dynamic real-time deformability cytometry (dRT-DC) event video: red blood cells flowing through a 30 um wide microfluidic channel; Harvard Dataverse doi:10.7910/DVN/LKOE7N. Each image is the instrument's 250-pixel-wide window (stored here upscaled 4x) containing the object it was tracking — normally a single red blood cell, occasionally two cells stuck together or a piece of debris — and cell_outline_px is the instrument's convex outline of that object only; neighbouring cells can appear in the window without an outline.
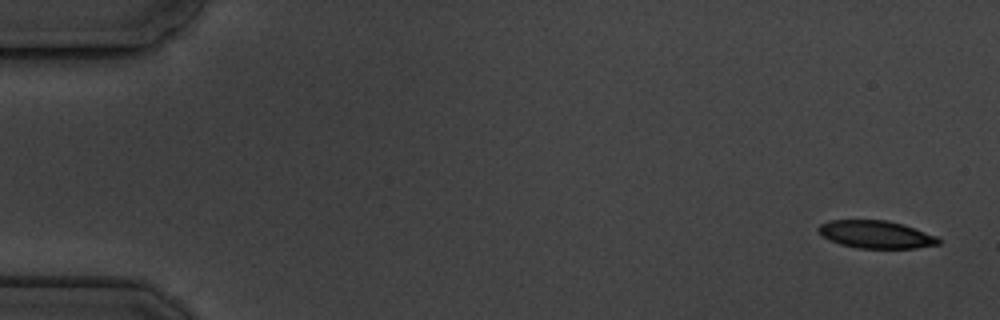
{"species": "common noctule bat (a hibernating species)", "species_latin": "Nyctalus noctula", "temperature_condition": "cold", "stored_images_in_passage": 6, "camera_frame_rate_fps": 3000, "um_per_image_px": 0.085, "animal": {"sex": "male", "body_mass_g": 19.5, "forearm_length_mm": 54.6}, "frame": {"image": 1, "passage_image": 1, "time_ms": 0.0, "image_size_px": [1000, 320], "cell_outline_px": [[940, 244], [916, 248], [856, 248], [840, 244], [820, 236], [816, 228], [820, 224], [828, 220], [888, 220], [904, 224], [936, 236], [940, 240]], "centroid_in_image_um": [74.41, 19.92], "position_along_channel_um": 10.6, "area_um2": 19.54}}
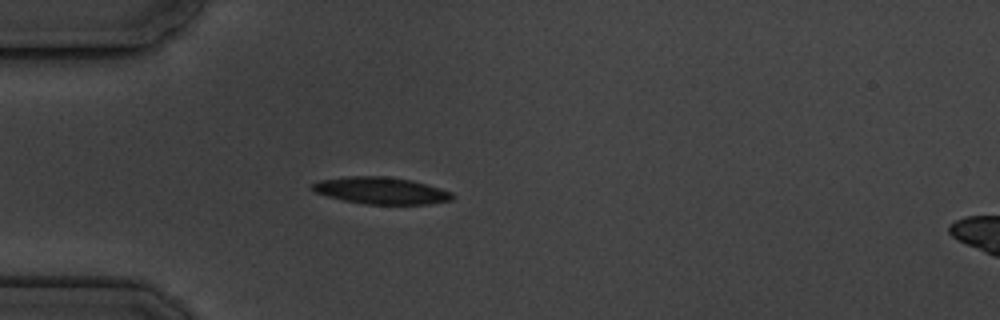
{"frame": {"image": 2, "passage_image": 4, "time_ms": 4.667, "image_size_px": [1000, 320], "cell_outline_px": [[456, 196], [452, 200], [428, 204], [364, 204], [344, 200], [328, 196], [316, 192], [308, 188], [312, 184], [320, 180], [344, 176], [388, 176], [412, 180], [440, 188], [452, 192]], "centroid_in_image_um": [32.4, 16.19], "position_along_channel_um": 52.6, "area_um2": 22.08}}